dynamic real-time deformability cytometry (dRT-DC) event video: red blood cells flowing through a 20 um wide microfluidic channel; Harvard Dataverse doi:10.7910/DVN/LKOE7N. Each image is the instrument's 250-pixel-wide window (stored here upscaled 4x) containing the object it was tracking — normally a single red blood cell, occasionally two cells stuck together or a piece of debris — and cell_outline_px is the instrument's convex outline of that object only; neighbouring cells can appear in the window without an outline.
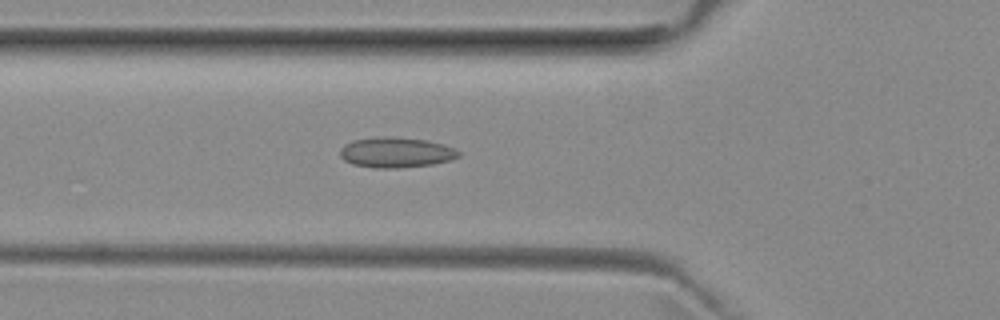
{"species": "common noctule bat (a hibernating species)", "species_latin": "Nyctalus noctula", "temperature_condition": "room temperature", "stored_images_in_passage": 33, "camera_frame_rate_fps": 3000, "um_per_image_px": 0.085, "animal": {"sex": "female", "body_mass_g": 29.2, "forearm_length_mm": 56.3}, "frame": {"image": 1, "passage_image": 4, "time_ms": 1.0, "image_size_px": [1000, 320], "cell_outline_px": [[460, 156], [448, 160], [432, 164], [400, 168], [376, 168], [352, 164], [344, 160], [340, 156], [340, 148], [344, 144], [352, 140], [380, 136], [384, 136], [428, 140], [444, 144], [456, 148], [460, 152]], "centroid_in_image_um": [33.65, 12.95], "position_along_channel_um": 92.2, "area_um2": 21.1}}
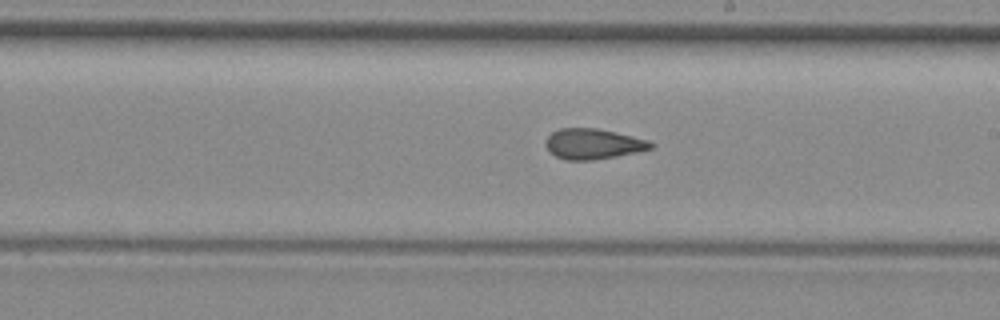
{"frame": {"image": 2, "passage_image": 15, "time_ms": 4.667, "image_size_px": [1000, 320], "cell_outline_px": [[656, 144], [652, 148], [636, 152], [616, 156], [592, 160], [568, 160], [556, 156], [544, 144], [548, 136], [552, 132], [560, 128], [596, 128], [632, 136], [648, 140]], "centroid_in_image_um": [50.42, 12.23], "position_along_channel_um": 238.6, "area_um2": 18.44}}
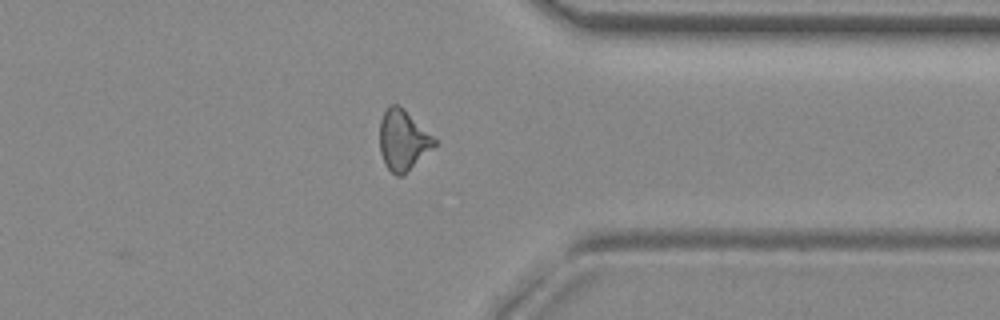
{"frame": {"image": 3, "passage_image": 26, "time_ms": 8.333, "image_size_px": [1000, 320], "cell_outline_px": [[436, 144], [404, 176], [396, 176], [384, 164], [380, 152], [380, 120], [388, 104], [396, 104], [404, 108], [436, 140]], "centroid_in_image_um": [34.22, 11.92], "position_along_channel_um": 377.2, "area_um2": 19.19}, "authors_computed_cell_mechanics": {"area_um2": 18.785, "velocity_mm_per_s": 3.9865, "shape_relaxation_time_tau1_ms": null, "shape_relaxation_time_tau2_ms": 2.42, "deformation_change_tau1": null, "deformation_change_tau2": 0.0925}}